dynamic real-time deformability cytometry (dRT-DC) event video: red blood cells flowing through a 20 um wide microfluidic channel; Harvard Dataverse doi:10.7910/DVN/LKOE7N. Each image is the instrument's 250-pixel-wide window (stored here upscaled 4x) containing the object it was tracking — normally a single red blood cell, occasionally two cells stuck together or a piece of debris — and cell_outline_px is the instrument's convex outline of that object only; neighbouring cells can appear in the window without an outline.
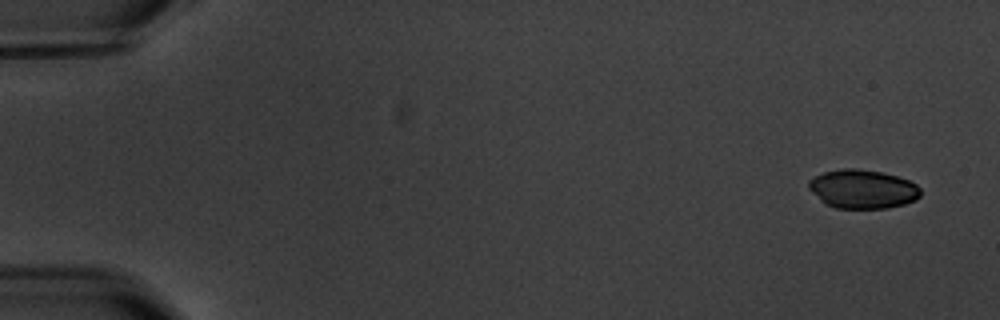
{"species": "common noctule bat (a hibernating species)", "species_latin": "Nyctalus noctula", "temperature_condition": "warm", "stored_images_in_passage": 5, "camera_frame_rate_fps": 3000, "um_per_image_px": 0.085, "animal": {"sex": "male", "body_mass_g": 20.1, "forearm_length_mm": 53.5}, "frame": {"image": 1, "passage_image": 1, "time_ms": 0.0, "image_size_px": [1000, 320], "cell_outline_px": [[920, 196], [916, 200], [904, 204], [888, 208], [836, 208], [824, 204], [808, 188], [808, 180], [824, 172], [844, 168], [856, 168], [880, 172], [896, 176], [908, 180], [916, 184], [920, 188]], "centroid_in_image_um": [73.31, 16.08], "position_along_channel_um": 11.7, "area_um2": 25.32}}